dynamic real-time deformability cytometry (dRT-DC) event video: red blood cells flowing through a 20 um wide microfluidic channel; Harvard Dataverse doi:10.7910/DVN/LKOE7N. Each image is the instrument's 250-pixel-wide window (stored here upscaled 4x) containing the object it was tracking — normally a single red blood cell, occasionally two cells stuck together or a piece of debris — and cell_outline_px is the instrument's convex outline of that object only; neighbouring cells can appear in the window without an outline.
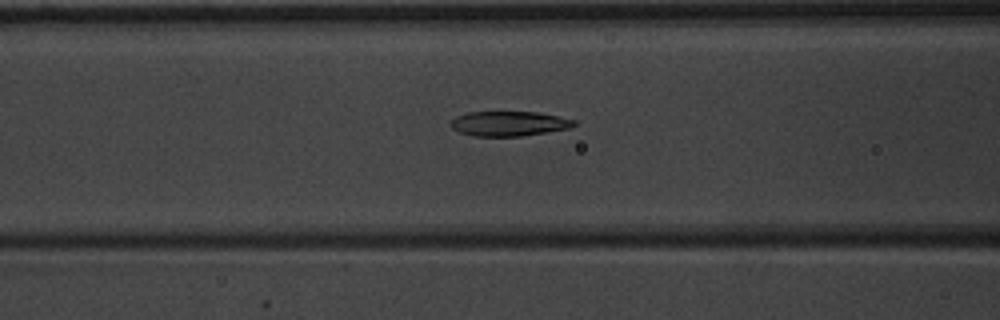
{"species": "common noctule bat (a hibernating species)", "species_latin": "Nyctalus noctula", "temperature_condition": "warm", "stored_images_in_passage": 42, "camera_frame_rate_fps": 3000, "um_per_image_px": 0.085, "animal": {"sex": "male", "body_mass_g": 20.1, "forearm_length_mm": 53.5}, "frame": {"image": 1, "passage_image": 18, "time_ms": 5.667, "image_size_px": [1000, 320], "cell_outline_px": [[576, 124], [568, 128], [548, 132], [520, 136], [472, 136], [460, 132], [452, 128], [448, 124], [456, 116], [468, 112], [536, 112], [576, 120]], "centroid_in_image_um": [43.22, 10.51], "position_along_channel_um": 123.4, "area_um2": 17.74}}
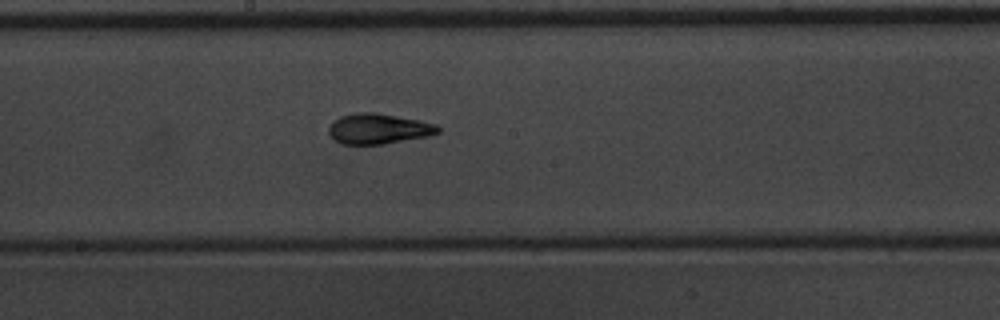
{"frame": {"image": 2, "passage_image": 25, "time_ms": 8.0, "image_size_px": [1000, 320], "cell_outline_px": [[440, 132], [428, 136], [384, 144], [340, 144], [328, 132], [328, 128], [332, 120], [340, 116], [356, 112], [376, 112], [420, 120], [436, 124], [440, 128]], "centroid_in_image_um": [32.16, 10.93], "position_along_channel_um": 216.0, "area_um2": 19.48}}
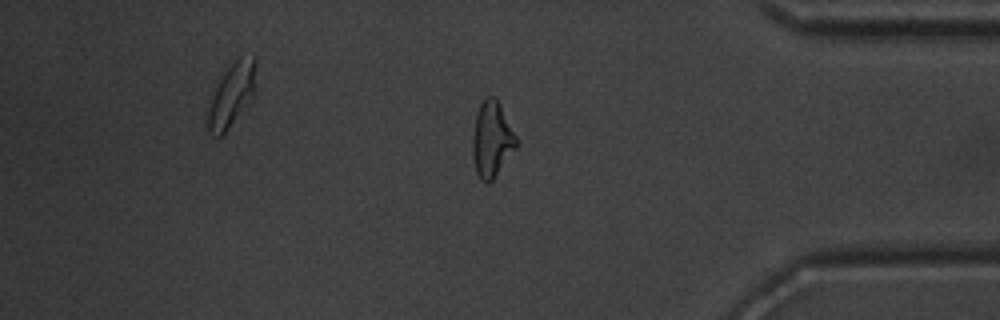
{"frame": {"image": 3, "passage_image": 40, "time_ms": 13.0, "image_size_px": [1000, 320], "cell_outline_px": [[520, 144], [492, 180], [488, 184], [480, 180], [476, 172], [472, 156], [472, 136], [476, 112], [480, 104], [488, 96], [492, 96], [500, 104]], "centroid_in_image_um": [41.8, 11.88], "position_along_channel_um": 393.4, "area_um2": 19.42}, "authors_computed_cell_mechanics": {"area_um2": 18.7272, "velocity_mm_per_s": 3.9719, "shape_relaxation_time_tau1_ms": 4.3309, "shape_relaxation_time_tau2_ms": 2.091, "deformation_change_tau1": 0.1818, "deformation_change_tau2": 0.093}}